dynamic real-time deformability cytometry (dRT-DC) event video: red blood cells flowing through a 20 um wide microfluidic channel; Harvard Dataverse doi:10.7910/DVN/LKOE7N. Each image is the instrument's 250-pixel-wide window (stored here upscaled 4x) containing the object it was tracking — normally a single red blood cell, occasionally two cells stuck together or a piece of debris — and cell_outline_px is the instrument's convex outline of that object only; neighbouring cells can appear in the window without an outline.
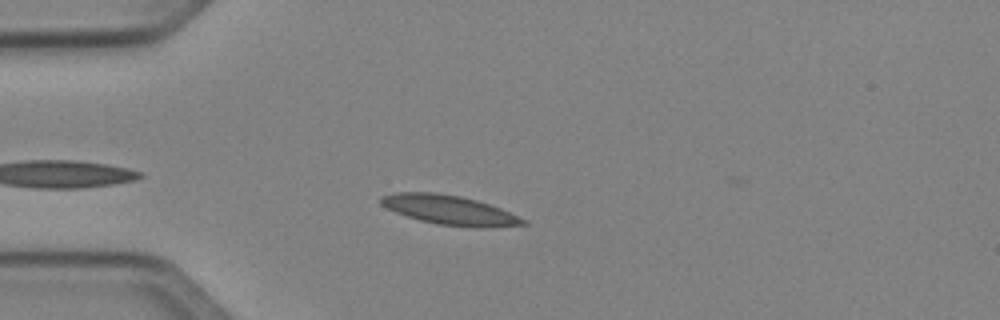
{"species": "Egyptian fruit bat (a non-hibernating species)", "species_latin": "Rousettus aegyptiacus", "temperature_condition": "cold", "stored_images_in_passage": 39, "camera_frame_rate_fps": 3000, "um_per_image_px": 0.085, "animal": {"sex": "female"}, "frame": {"image": 1, "passage_image": 5, "time_ms": 1.333, "image_size_px": [1000, 320], "cell_outline_px": [[528, 224], [484, 228], [476, 228], [436, 224], [420, 220], [396, 212], [380, 204], [380, 196], [396, 192], [436, 192], [460, 196], [476, 200], [500, 208], [528, 220]], "centroid_in_image_um": [38.23, 17.85], "position_along_channel_um": 46.8, "area_um2": 24.39}}
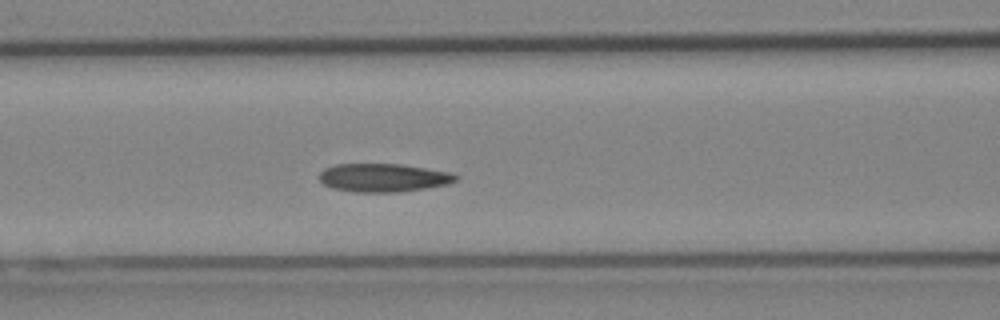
{"frame": {"image": 2, "passage_image": 13, "time_ms": 4.0, "image_size_px": [1000, 320], "cell_outline_px": [[460, 176], [456, 180], [448, 184], [424, 188], [396, 192], [356, 192], [332, 188], [324, 184], [320, 180], [320, 172], [324, 168], [336, 164], [400, 164], [452, 172]], "centroid_in_image_um": [32.59, 15.1], "position_along_channel_um": 134.0, "area_um2": 22.48}}
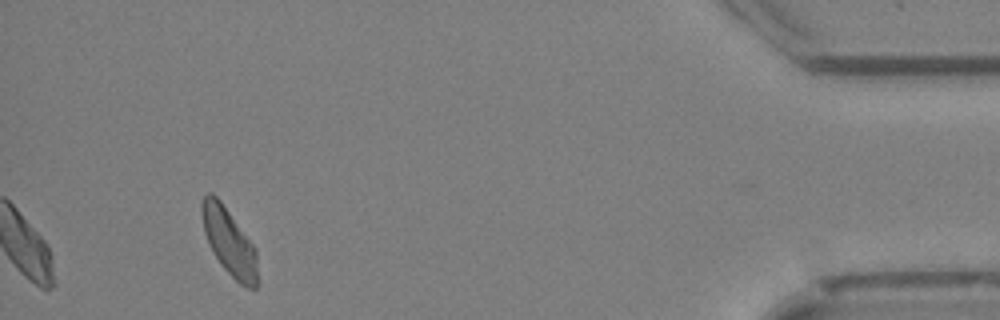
{"frame": {"image": 3, "passage_image": 39, "time_ms": 12.667, "image_size_px": [1000, 320], "cell_outline_px": [[256, 288], [248, 288], [240, 284], [220, 264], [212, 252], [208, 244], [204, 232], [200, 212], [200, 200], [208, 192], [212, 192], [220, 200], [252, 244], [256, 252]], "centroid_in_image_um": [19.41, 20.51], "position_along_channel_um": 415.8, "area_um2": 21.44}, "authors_computed_cell_mechanics": {"area_um2": 22.3686, "velocity_mm_per_s": 3.9997, "shape_relaxation_time_tau1_ms": 9.135, "shape_relaxation_time_tau2_ms": 2.8774, "deformation_change_tau1": 0.1574, "deformation_change_tau2": 0.0648}}